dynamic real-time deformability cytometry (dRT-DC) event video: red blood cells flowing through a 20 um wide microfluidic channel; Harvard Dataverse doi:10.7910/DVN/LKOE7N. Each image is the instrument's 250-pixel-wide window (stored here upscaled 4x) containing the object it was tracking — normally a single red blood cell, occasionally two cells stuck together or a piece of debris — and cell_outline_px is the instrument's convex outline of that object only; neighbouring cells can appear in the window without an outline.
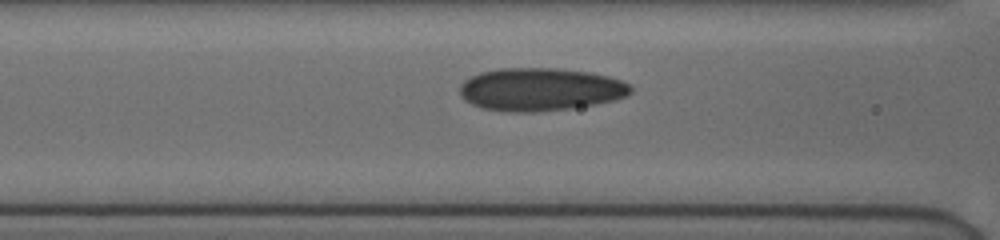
{"species": "human", "species_latin": "Homo sapiens", "temperature_condition": "cold", "stored_images_in_passage": 17, "camera_frame_rate_fps": 3000, "um_per_image_px": 0.085, "donor": {"sex": "female"}, "frame": {"image": 1, "passage_image": 15, "time_ms": 4.667, "image_size_px": [1000, 240], "cell_outline_px": [[632, 92], [628, 96], [616, 100], [596, 104], [572, 108], [532, 112], [516, 112], [484, 108], [472, 104], [464, 100], [460, 96], [460, 84], [464, 80], [480, 72], [500, 68], [556, 68], [588, 72], [608, 76], [620, 80], [628, 84], [632, 88]], "centroid_in_image_um": [45.93, 7.59], "position_along_channel_um": 120.7, "area_um2": 42.77}}